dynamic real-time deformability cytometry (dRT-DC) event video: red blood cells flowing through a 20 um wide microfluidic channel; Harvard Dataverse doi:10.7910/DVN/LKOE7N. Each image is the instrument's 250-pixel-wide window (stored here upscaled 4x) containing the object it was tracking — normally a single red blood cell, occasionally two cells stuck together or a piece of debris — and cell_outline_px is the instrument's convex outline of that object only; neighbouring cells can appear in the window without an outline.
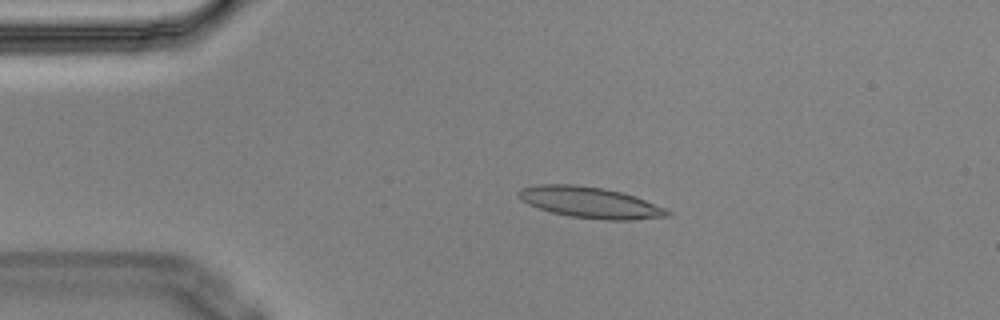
{"species": "Egyptian fruit bat (a non-hibernating species)", "species_latin": "Rousettus aegyptiacus", "temperature_condition": "cold", "stored_images_in_passage": 4, "camera_frame_rate_fps": 3000, "um_per_image_px": 0.085, "animal": {"sex": "male"}, "frame": {"image": 1, "passage_image": 3, "time_ms": 0.667, "image_size_px": [1000, 320], "cell_outline_px": [[672, 216], [632, 220], [604, 220], [568, 216], [552, 212], [528, 204], [520, 200], [516, 192], [520, 188], [540, 184], [576, 184], [604, 188], [636, 196], [668, 208], [672, 212]], "centroid_in_image_um": [50.21, 17.21], "position_along_channel_um": 34.8, "area_um2": 27.34}}